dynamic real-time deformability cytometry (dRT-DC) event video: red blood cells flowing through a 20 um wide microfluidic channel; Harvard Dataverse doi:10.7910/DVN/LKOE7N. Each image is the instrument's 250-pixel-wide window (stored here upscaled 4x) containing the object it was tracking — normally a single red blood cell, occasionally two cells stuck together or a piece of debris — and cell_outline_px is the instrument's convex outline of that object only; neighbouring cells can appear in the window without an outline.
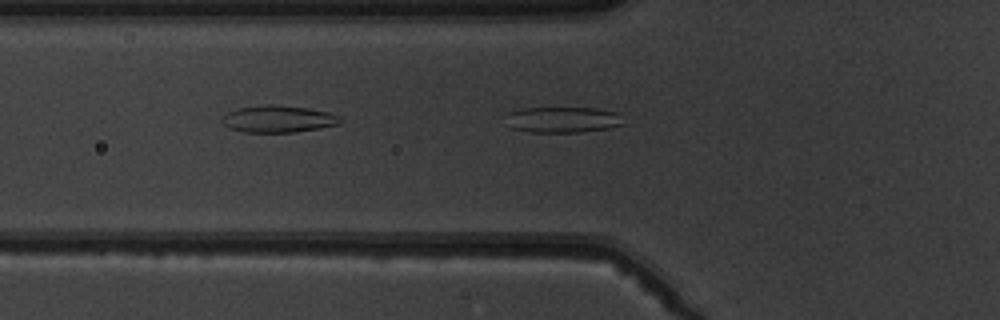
{"species": "common noctule bat (a hibernating species)", "species_latin": "Nyctalus noctula", "temperature_condition": "warm", "stored_images_in_passage": 6, "camera_frame_rate_fps": 3000, "um_per_image_px": 0.085, "animal": {"sex": "male", "body_mass_g": 19.5, "forearm_length_mm": 54.6}, "frame": {"image": 1, "passage_image": 6, "time_ms": 5.667, "image_size_px": [1000, 320], "cell_outline_px": [[628, 124], [608, 128], [580, 132], [532, 132], [512, 128], [508, 112], [520, 108], [596, 108], [620, 112]], "centroid_in_image_um": [47.99, 10.16], "position_along_channel_um": 77.8, "area_um2": 17.8}}